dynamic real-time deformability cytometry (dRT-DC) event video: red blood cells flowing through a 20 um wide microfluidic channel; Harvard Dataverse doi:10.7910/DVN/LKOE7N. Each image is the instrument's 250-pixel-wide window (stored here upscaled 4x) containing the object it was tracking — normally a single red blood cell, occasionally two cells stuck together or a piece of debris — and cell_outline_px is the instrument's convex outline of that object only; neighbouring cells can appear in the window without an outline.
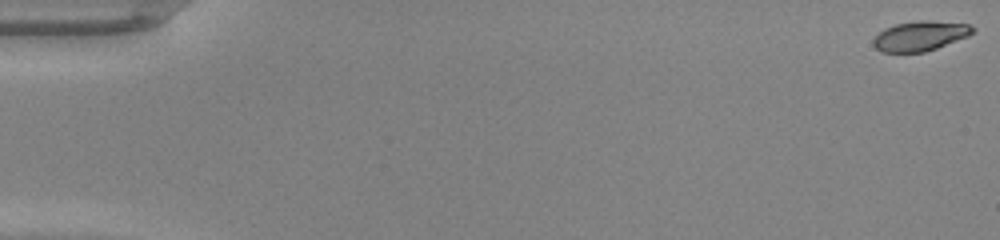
{"species": "common noctule bat (a hibernating species)", "species_latin": "Nyctalus noctula", "temperature_condition": "warm", "stored_images_in_passage": 49, "camera_frame_rate_fps": 3000, "um_per_image_px": 0.085, "animal": {"sex": "male", "body_mass_g": 20.0, "forearm_length_mm": 53.3}, "frame": {"image": 1, "passage_image": 1, "time_ms": 0.0, "image_size_px": [1000, 240], "cell_outline_px": [[976, 32], [968, 36], [936, 48], [924, 52], [880, 52], [872, 44], [872, 40], [884, 28], [896, 24], [920, 20], [928, 20], [968, 24], [976, 28]], "centroid_in_image_um": [78.22, 3.05], "position_along_channel_um": 6.8, "area_um2": 17.28}}
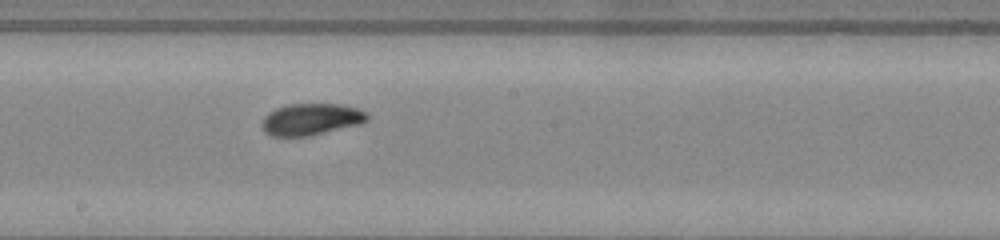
{"frame": {"image": 2, "passage_image": 28, "time_ms": 9.0, "image_size_px": [1000, 240], "cell_outline_px": [[368, 120], [360, 124], [308, 136], [272, 136], [264, 132], [260, 124], [264, 116], [268, 112], [276, 108], [288, 104], [340, 104], [356, 108], [364, 112], [368, 116]], "centroid_in_image_um": [26.39, 10.14], "position_along_channel_um": 221.8, "area_um2": 19.42}}
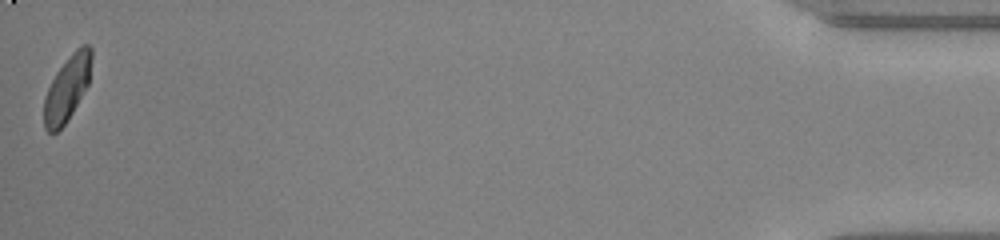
{"frame": {"image": 3, "passage_image": 49, "time_ms": 16.0, "image_size_px": [1000, 240], "cell_outline_px": [[92, 60], [88, 84], [72, 112], [64, 124], [56, 132], [48, 132], [44, 128], [44, 96], [56, 72], [72, 52], [80, 44], [88, 44], [92, 48]], "centroid_in_image_um": [5.71, 7.46], "position_along_channel_um": 429.5, "area_um2": 17.92}, "authors_computed_cell_mechanics": {"area_um2": 18.6116, "velocity_mm_per_s": 4.2774, "shape_relaxation_time_tau1_ms": 4.1681, "shape_relaxation_time_tau2_ms": 1.4463, "deformation_change_tau1": 0.1549, "deformation_change_tau2": 0.0451}}